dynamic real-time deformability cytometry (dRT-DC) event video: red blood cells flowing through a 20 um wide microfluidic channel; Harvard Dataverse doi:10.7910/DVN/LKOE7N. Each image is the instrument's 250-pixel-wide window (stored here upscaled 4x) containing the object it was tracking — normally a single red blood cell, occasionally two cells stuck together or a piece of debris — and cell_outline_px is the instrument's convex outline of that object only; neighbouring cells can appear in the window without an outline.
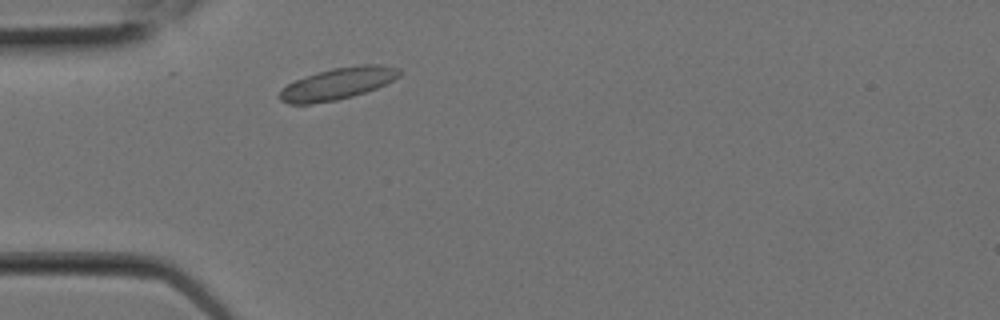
{"species": "Egyptian fruit bat (a non-hibernating species)", "species_latin": "Rousettus aegyptiacus", "temperature_condition": "room temperature", "stored_images_in_passage": 1, "camera_frame_rate_fps": 3000, "um_per_image_px": 0.085, "animal": {"sex": "female"}, "frame": {"image": 1, "passage_image": 1, "time_ms": 0.0, "image_size_px": [1000, 320], "cell_outline_px": [[404, 72], [400, 76], [376, 88], [352, 96], [336, 100], [308, 104], [288, 104], [280, 100], [276, 96], [288, 84], [296, 80], [332, 68], [360, 64], [380, 64], [400, 68]], "centroid_in_image_um": [28.74, 7.1], "position_along_channel_um": 56.3, "area_um2": 22.08}}